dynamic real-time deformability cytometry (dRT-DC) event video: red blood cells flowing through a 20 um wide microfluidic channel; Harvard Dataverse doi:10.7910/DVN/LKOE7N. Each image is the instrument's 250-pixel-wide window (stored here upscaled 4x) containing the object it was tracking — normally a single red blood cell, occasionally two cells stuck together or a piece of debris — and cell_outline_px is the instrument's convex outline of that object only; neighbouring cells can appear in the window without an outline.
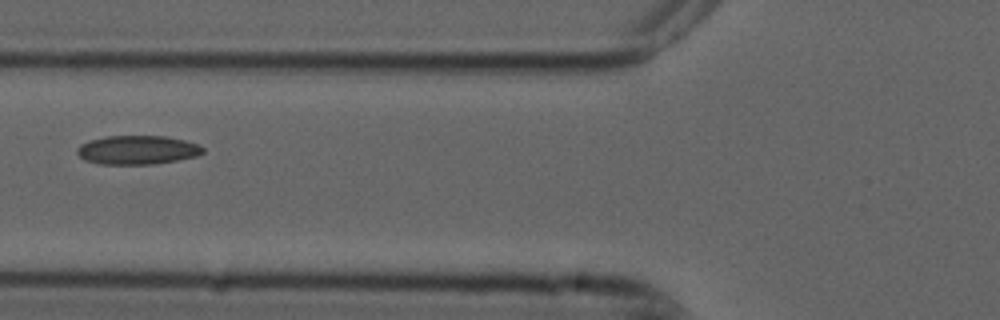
{"species": "common noctule bat (a hibernating species)", "species_latin": "Nyctalus noctula", "temperature_condition": "cold", "stored_images_in_passage": 8, "camera_frame_rate_fps": 3000, "um_per_image_px": 0.085, "animal": {"sex": "male", "forearm_length_mm": 52.5}, "frame": {"image": 1, "passage_image": 6, "time_ms": 1.667, "image_size_px": [1000, 320], "cell_outline_px": [[204, 152], [196, 156], [156, 164], [100, 164], [84, 160], [76, 152], [76, 148], [80, 144], [88, 140], [108, 136], [164, 136], [184, 140], [200, 144], [204, 148]], "centroid_in_image_um": [11.66, 12.74], "position_along_channel_um": 114.1, "area_um2": 21.27}}
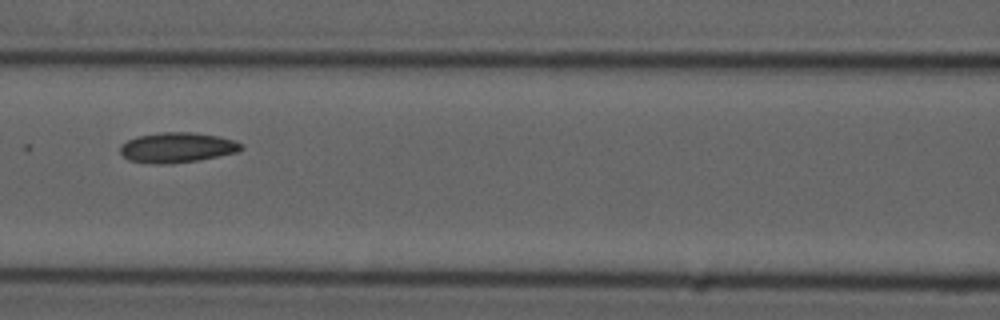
{"frame": {"image": 2, "passage_image": 7, "time_ms": 2.0, "image_size_px": [1000, 320], "cell_outline_px": [[244, 148], [236, 152], [200, 160], [164, 164], [160, 164], [128, 160], [120, 152], [120, 144], [136, 136], [160, 132], [192, 132], [220, 136], [236, 140], [244, 144]], "centroid_in_image_um": [15.08, 12.52], "position_along_channel_um": 151.5, "area_um2": 21.39}}
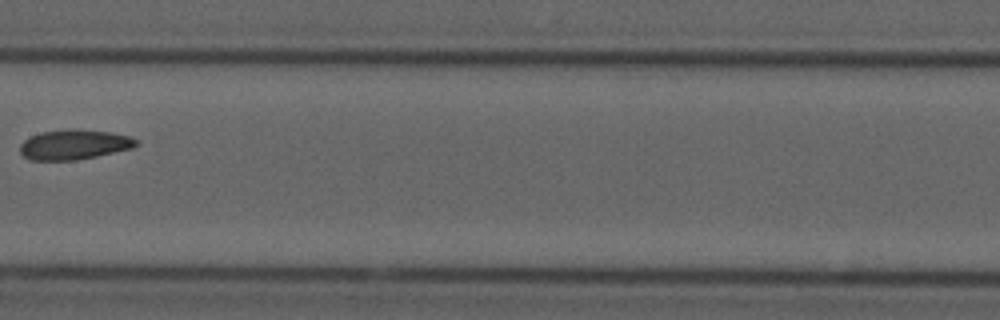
{"frame": {"image": 3, "passage_image": 8, "time_ms": 2.333, "image_size_px": [1000, 320], "cell_outline_px": [[140, 144], [132, 148], [96, 156], [76, 160], [32, 160], [24, 156], [20, 152], [20, 144], [24, 140], [40, 132], [72, 128], [112, 132], [128, 136], [136, 140]], "centroid_in_image_um": [6.3, 12.28], "position_along_channel_um": 201.1, "area_um2": 20.23}}